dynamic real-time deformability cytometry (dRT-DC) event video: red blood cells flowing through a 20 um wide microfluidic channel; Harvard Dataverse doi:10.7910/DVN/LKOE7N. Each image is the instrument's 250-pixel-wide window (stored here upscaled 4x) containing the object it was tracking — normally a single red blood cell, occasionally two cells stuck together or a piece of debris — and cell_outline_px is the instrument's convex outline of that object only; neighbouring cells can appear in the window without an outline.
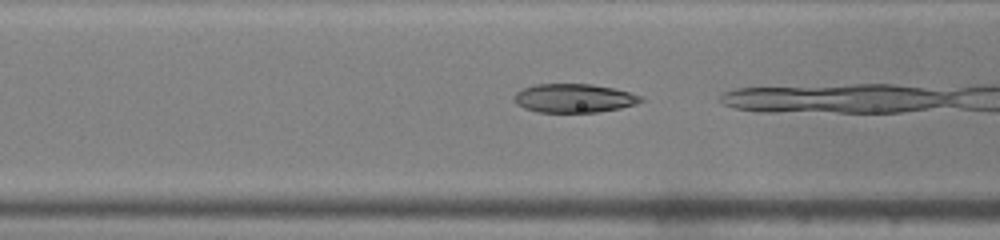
{"species": "common noctule bat (a hibernating species)", "species_latin": "Nyctalus noctula", "temperature_condition": "warm", "stored_images_in_passage": 7, "camera_frame_rate_fps": 3000, "um_per_image_px": 0.085, "animal": {"sex": "male", "body_mass_g": 19.0, "forearm_length_mm": 50.8}, "frame": {"image": 1, "passage_image": 3, "time_ms": 0.667, "image_size_px": [1000, 240], "cell_outline_px": [[644, 100], [636, 104], [620, 108], [596, 112], [536, 112], [524, 108], [516, 104], [512, 100], [512, 96], [516, 92], [524, 88], [536, 84], [592, 84], [612, 88], [628, 92], [640, 96]], "centroid_in_image_um": [48.73, 8.35], "position_along_channel_um": 117.9, "area_um2": 21.21}}
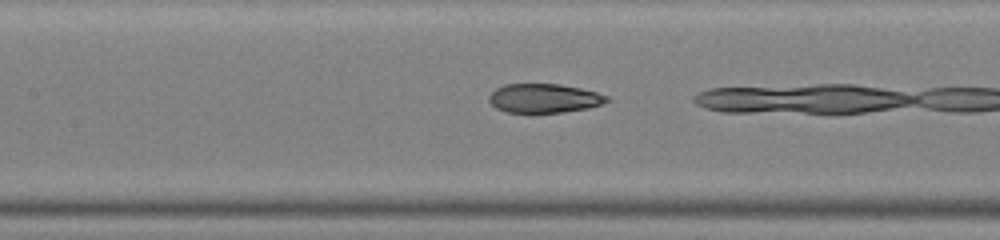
{"frame": {"image": 2, "passage_image": 6, "time_ms": 1.667, "image_size_px": [1000, 240], "cell_outline_px": [[608, 100], [600, 104], [588, 108], [532, 116], [508, 112], [496, 108], [488, 100], [488, 96], [496, 88], [504, 84], [560, 84], [580, 88], [596, 92], [608, 96]], "centroid_in_image_um": [46.18, 8.39], "position_along_channel_um": 161.2, "area_um2": 20.46}}